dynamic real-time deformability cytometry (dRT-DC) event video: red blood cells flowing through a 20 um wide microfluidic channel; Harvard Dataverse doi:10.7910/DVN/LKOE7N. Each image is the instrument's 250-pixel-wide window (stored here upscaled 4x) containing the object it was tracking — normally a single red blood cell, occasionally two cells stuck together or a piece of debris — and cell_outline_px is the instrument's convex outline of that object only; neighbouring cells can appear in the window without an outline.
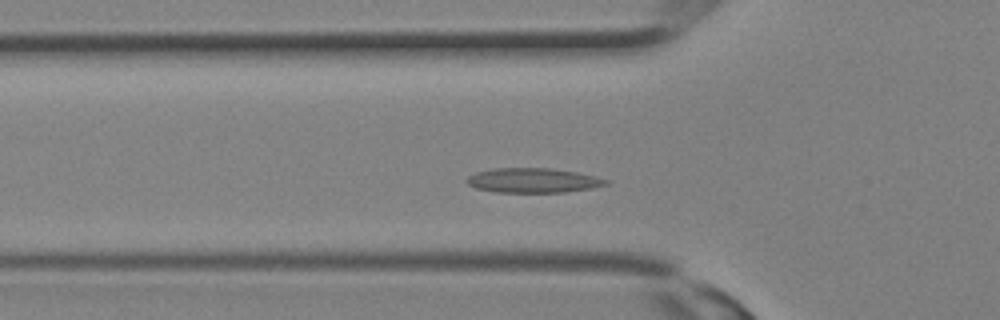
{"species": "Egyptian fruit bat (a non-hibernating species)", "species_latin": "Rousettus aegyptiacus", "temperature_condition": "room temperature", "stored_images_in_passage": 27, "camera_frame_rate_fps": 3000, "um_per_image_px": 0.085, "animal": {"sex": "female"}, "frame": {"image": 1, "passage_image": 6, "time_ms": 1.667, "image_size_px": [1000, 320], "cell_outline_px": [[608, 184], [592, 188], [564, 192], [496, 192], [476, 188], [468, 184], [464, 180], [468, 176], [476, 172], [492, 168], [552, 168], [576, 172], [596, 176], [608, 180]], "centroid_in_image_um": [45.29, 15.33], "position_along_channel_um": 80.5, "area_um2": 20.0}}
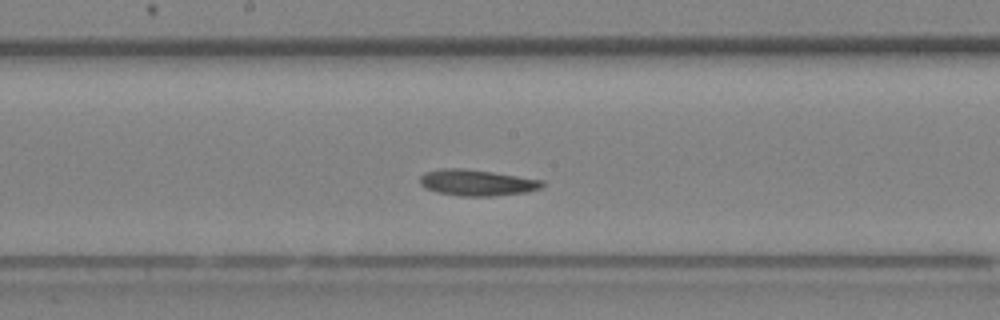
{"frame": {"image": 2, "passage_image": 12, "time_ms": 3.667, "image_size_px": [1000, 320], "cell_outline_px": [[544, 184], [540, 188], [524, 192], [492, 196], [460, 196], [436, 192], [424, 188], [420, 184], [420, 176], [424, 172], [440, 168], [464, 168], [492, 172], [544, 180]], "centroid_in_image_um": [40.48, 15.52], "position_along_channel_um": 207.7, "area_um2": 18.67}}
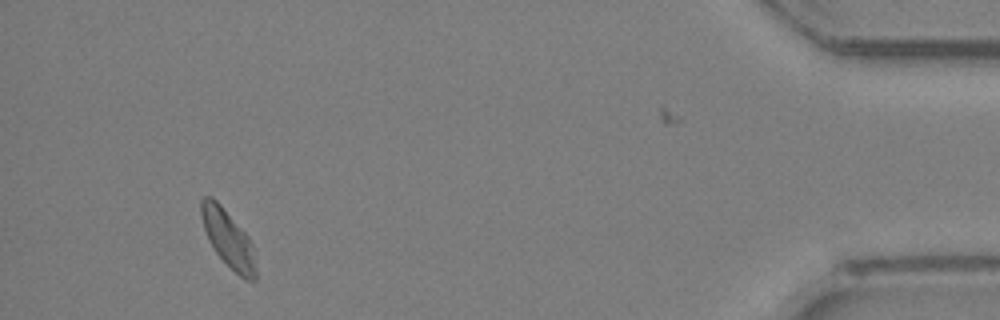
{"frame": {"image": 3, "passage_image": 25, "time_ms": 8.0, "image_size_px": [1000, 320], "cell_outline_px": [[256, 280], [244, 280], [216, 252], [208, 240], [200, 216], [200, 200], [204, 196], [212, 196], [220, 204], [248, 236], [252, 244], [256, 268]], "centroid_in_image_um": [19.37, 20.26], "position_along_channel_um": 415.8, "area_um2": 18.03}}